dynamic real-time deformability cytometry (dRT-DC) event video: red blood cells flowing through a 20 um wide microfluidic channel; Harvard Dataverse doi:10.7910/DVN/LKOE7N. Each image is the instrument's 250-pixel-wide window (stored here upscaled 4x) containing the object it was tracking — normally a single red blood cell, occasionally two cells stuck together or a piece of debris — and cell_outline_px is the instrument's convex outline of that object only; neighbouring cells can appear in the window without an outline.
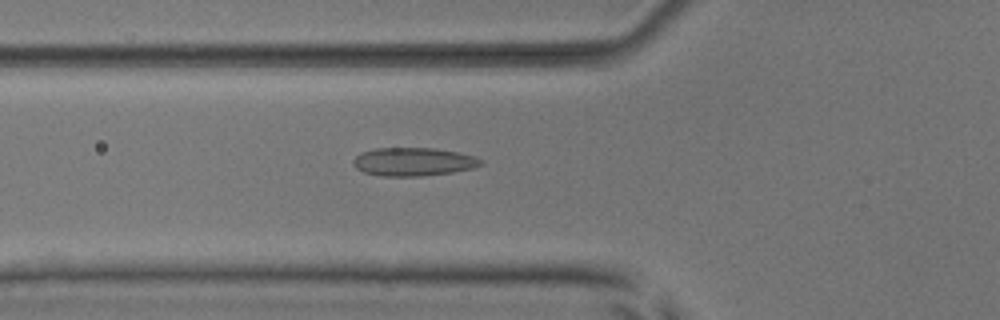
{"species": "common noctule bat (a hibernating species)", "species_latin": "Nyctalus noctula", "temperature_condition": "room temperature", "stored_images_in_passage": 52, "camera_frame_rate_fps": 3000, "um_per_image_px": 0.085, "animal": {"sex": "male", "body_mass_g": 17.9, "forearm_length_mm": 54.2}, "frame": {"image": 1, "passage_image": 18, "time_ms": 5.667, "image_size_px": [1000, 320], "cell_outline_px": [[484, 164], [472, 168], [452, 172], [420, 176], [380, 176], [364, 172], [356, 168], [352, 164], [352, 160], [360, 152], [376, 148], [436, 148], [476, 156], [484, 160]], "centroid_in_image_um": [35.13, 13.74], "position_along_channel_um": 90.7, "area_um2": 21.21}}
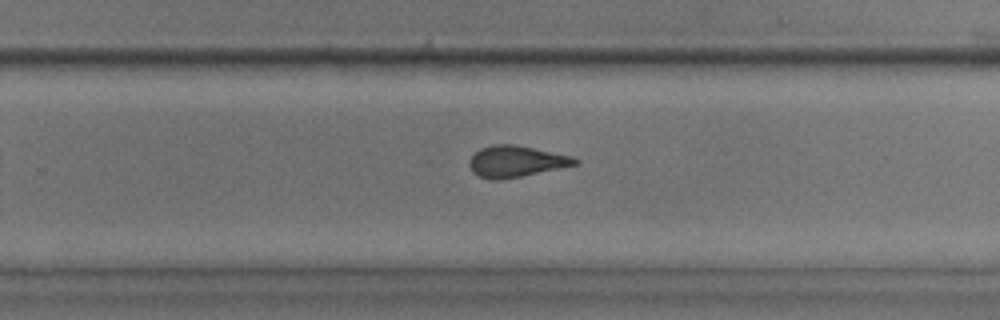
{"frame": {"image": 2, "passage_image": 33, "time_ms": 10.667, "image_size_px": [1000, 320], "cell_outline_px": [[580, 164], [500, 180], [492, 180], [480, 176], [472, 172], [468, 164], [472, 156], [480, 148], [492, 144], [512, 144], [572, 156], [580, 160]], "centroid_in_image_um": [43.86, 13.72], "position_along_channel_um": 285.9, "area_um2": 19.13}}
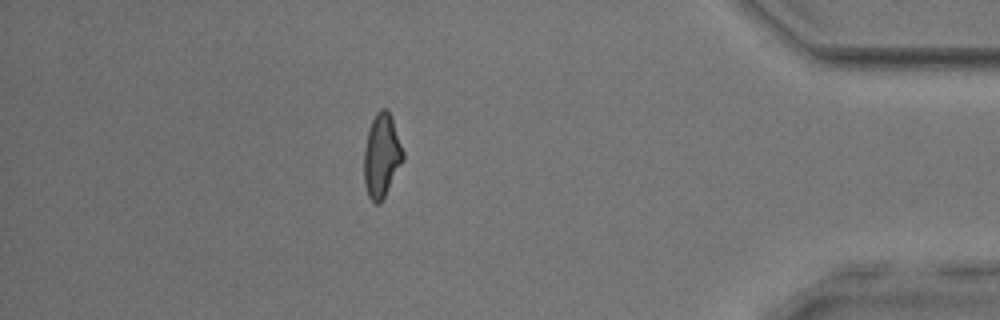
{"frame": {"image": 3, "passage_image": 45, "time_ms": 14.667, "image_size_px": [1000, 320], "cell_outline_px": [[404, 160], [380, 204], [376, 204], [368, 196], [364, 184], [364, 148], [368, 132], [372, 120], [376, 112], [380, 108], [388, 108], [392, 116], [404, 152]], "centroid_in_image_um": [32.45, 13.21], "position_along_channel_um": 402.8, "area_um2": 19.19}, "authors_computed_cell_mechanics": {"area_um2": 19.5653, "velocity_mm_per_s": 3.9103, "shape_relaxation_time_tau1_ms": null, "shape_relaxation_time_tau2_ms": 1.3975, "deformation_change_tau1": null, "deformation_change_tau2": 0.0923}}